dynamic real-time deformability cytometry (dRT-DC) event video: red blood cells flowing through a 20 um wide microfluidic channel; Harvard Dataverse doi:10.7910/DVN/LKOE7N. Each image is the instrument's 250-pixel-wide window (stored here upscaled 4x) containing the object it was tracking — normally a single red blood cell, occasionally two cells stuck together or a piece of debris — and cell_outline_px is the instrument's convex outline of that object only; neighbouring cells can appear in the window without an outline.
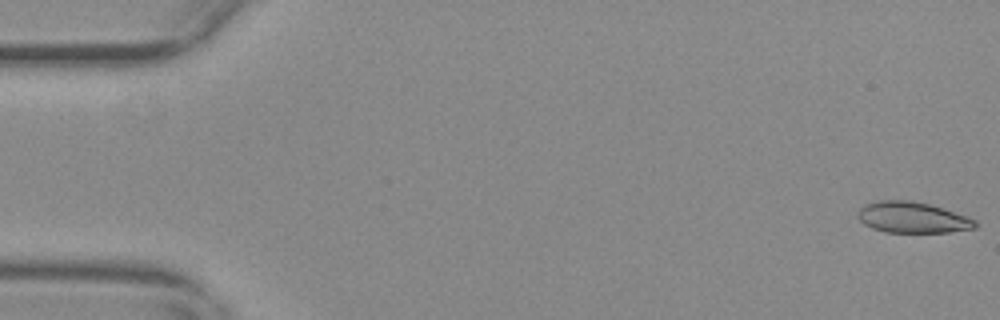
{"species": "common noctule bat (a hibernating species)", "species_latin": "Nyctalus noctula", "temperature_condition": "warm", "stored_images_in_passage": 56, "camera_frame_rate_fps": 3000, "um_per_image_px": 0.085, "animal": {"sex": "female", "body_mass_g": 29.2, "forearm_length_mm": 56.3}, "frame": {"image": 1, "passage_image": 1, "time_ms": 0.0, "image_size_px": [1000, 320], "cell_outline_px": [[976, 228], [948, 232], [884, 232], [872, 228], [864, 224], [856, 216], [856, 212], [864, 204], [880, 200], [912, 200], [928, 204], [968, 216], [976, 220]], "centroid_in_image_um": [77.52, 18.48], "position_along_channel_um": 7.5, "area_um2": 21.27}}
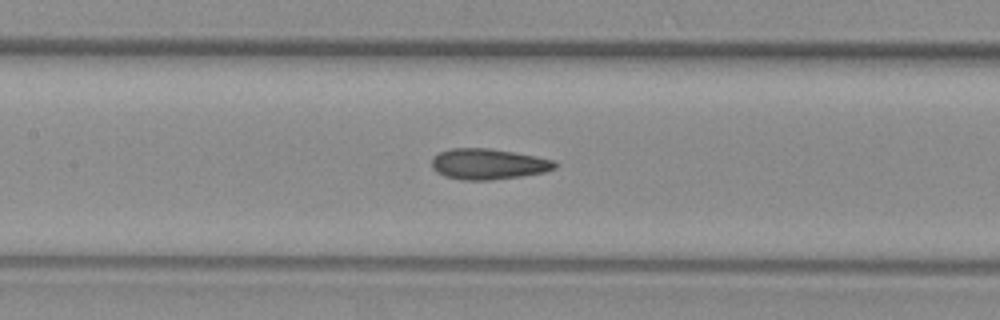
{"frame": {"image": 2, "passage_image": 26, "time_ms": 8.333, "image_size_px": [1000, 320], "cell_outline_px": [[560, 164], [556, 168], [548, 172], [492, 180], [460, 180], [444, 176], [436, 172], [432, 168], [432, 156], [440, 152], [452, 148], [488, 148], [536, 156], [556, 160]], "centroid_in_image_um": [41.53, 13.95], "position_along_channel_um": 165.9, "area_um2": 22.37}}
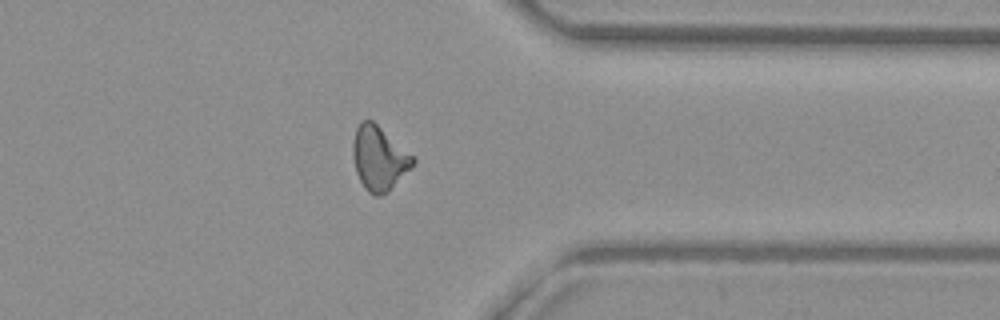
{"frame": {"image": 3, "passage_image": 44, "time_ms": 14.333, "image_size_px": [1000, 320], "cell_outline_px": [[416, 160], [412, 168], [388, 192], [380, 196], [372, 196], [364, 188], [356, 172], [352, 156], [352, 144], [356, 128], [360, 120], [372, 120], [416, 156]], "centroid_in_image_um": [32.24, 13.46], "position_along_channel_um": 379.2, "area_um2": 22.95}, "authors_computed_cell_mechanics": {"area_um2": 21.7328, "velocity_mm_per_s": 3.7008, "shape_relaxation_time_tau1_ms": null, "shape_relaxation_time_tau2_ms": 2.4872, "deformation_change_tau1": null, "deformation_change_tau2": 0.1008}}